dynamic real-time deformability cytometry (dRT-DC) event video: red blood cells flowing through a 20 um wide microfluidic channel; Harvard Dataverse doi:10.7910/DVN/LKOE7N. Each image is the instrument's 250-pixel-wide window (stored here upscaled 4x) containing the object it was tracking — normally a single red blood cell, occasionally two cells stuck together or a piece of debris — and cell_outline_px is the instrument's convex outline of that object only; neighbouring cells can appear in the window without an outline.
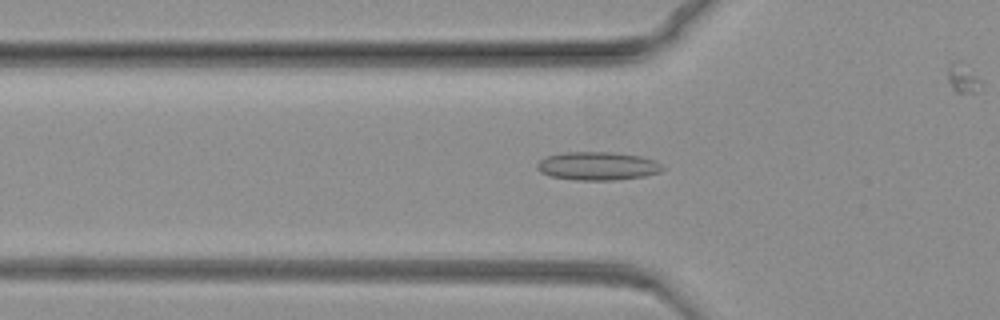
{"species": "common noctule bat (a hibernating species)", "species_latin": "Nyctalus noctula", "temperature_condition": "warm", "stored_images_in_passage": 48, "camera_frame_rate_fps": 3000, "um_per_image_px": 0.085, "animal": {"sex": "female", "body_mass_g": 19.3, "forearm_length_mm": 54.1}, "frame": {"image": 1, "passage_image": 6, "time_ms": 1.667, "image_size_px": [1000, 320], "cell_outline_px": [[664, 168], [660, 172], [644, 176], [612, 180], [576, 180], [552, 176], [540, 172], [536, 168], [536, 164], [544, 156], [564, 152], [612, 152], [640, 156], [656, 160]], "centroid_in_image_um": [50.77, 14.1], "position_along_channel_um": 75.0, "area_um2": 20.75}}
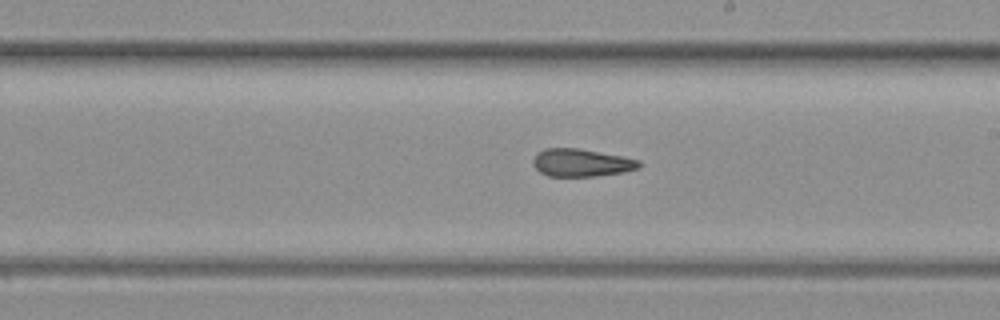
{"frame": {"image": 2, "passage_image": 25, "time_ms": 8.0, "image_size_px": [1000, 320], "cell_outline_px": [[640, 168], [624, 172], [596, 176], [548, 176], [540, 172], [532, 164], [532, 160], [536, 152], [544, 148], [580, 148], [640, 160]], "centroid_in_image_um": [49.38, 13.82], "position_along_channel_um": 239.6, "area_um2": 17.22}}
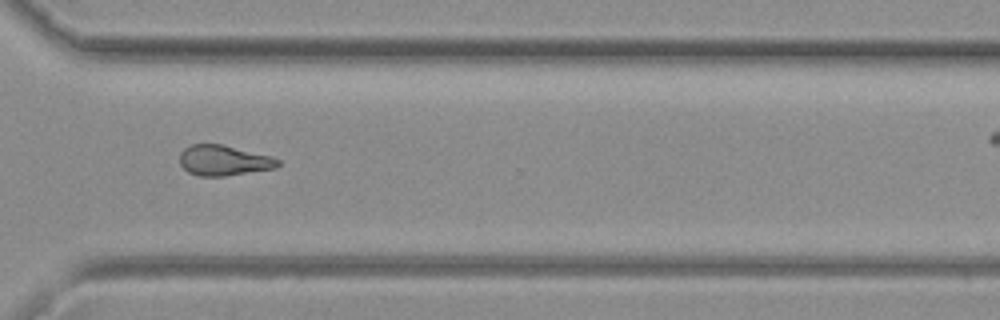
{"frame": {"image": 3, "passage_image": 38, "time_ms": 12.333, "image_size_px": [1000, 320], "cell_outline_px": [[280, 164], [276, 168], [224, 176], [200, 176], [188, 172], [180, 164], [180, 152], [184, 148], [192, 144], [224, 144], [272, 156], [280, 160]], "centroid_in_image_um": [19.03, 13.62], "position_along_channel_um": 351.6, "area_um2": 17.51}}